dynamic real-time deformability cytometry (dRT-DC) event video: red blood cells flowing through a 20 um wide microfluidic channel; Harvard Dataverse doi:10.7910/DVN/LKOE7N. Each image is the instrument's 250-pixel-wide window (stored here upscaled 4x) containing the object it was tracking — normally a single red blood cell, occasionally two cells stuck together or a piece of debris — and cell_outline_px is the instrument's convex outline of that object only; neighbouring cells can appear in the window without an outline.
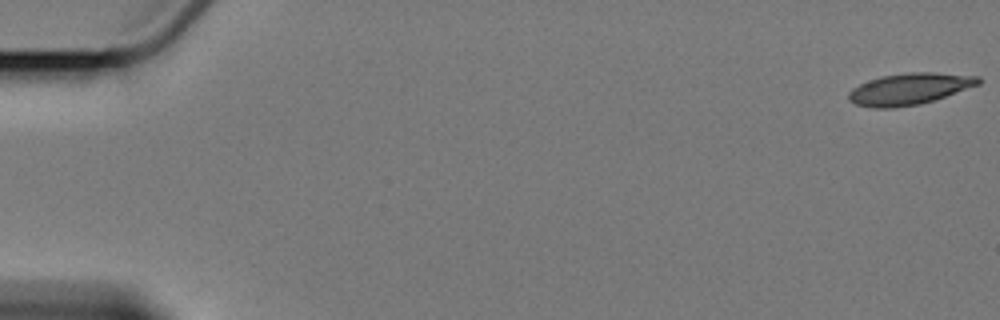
{"species": "Egyptian fruit bat (a non-hibernating species)", "species_latin": "Rousettus aegyptiacus", "temperature_condition": "cold", "stored_images_in_passage": 5, "camera_frame_rate_fps": 3000, "um_per_image_px": 0.085, "animal": {"sex": "female"}, "frame": {"image": 1, "passage_image": 1, "time_ms": 0.0, "image_size_px": [1000, 320], "cell_outline_px": [[980, 84], [920, 104], [892, 108], [872, 108], [856, 104], [848, 100], [848, 92], [852, 88], [868, 80], [880, 76], [908, 72], [932, 72], [980, 76]], "centroid_in_image_um": [77.26, 7.55], "position_along_channel_um": 7.7, "area_um2": 23.76}}
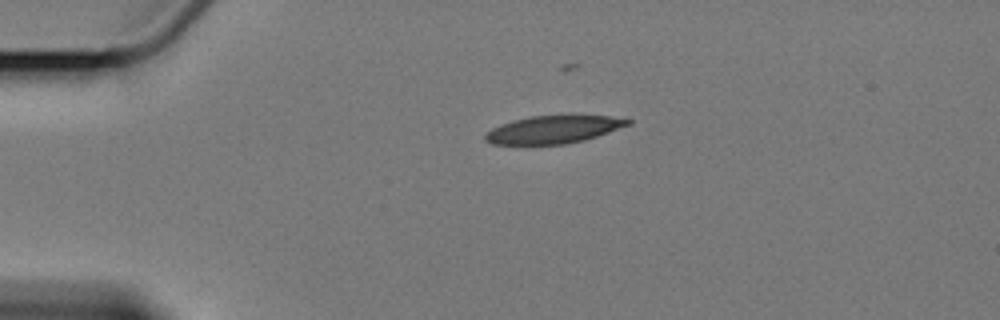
{"frame": {"image": 2, "passage_image": 4, "time_ms": 4.333, "image_size_px": [1000, 320], "cell_outline_px": [[632, 124], [584, 140], [564, 144], [492, 144], [484, 140], [484, 136], [492, 128], [500, 124], [512, 120], [532, 116], [608, 116], [632, 120]], "centroid_in_image_um": [47.02, 11.01], "position_along_channel_um": 38.0, "area_um2": 22.72}}